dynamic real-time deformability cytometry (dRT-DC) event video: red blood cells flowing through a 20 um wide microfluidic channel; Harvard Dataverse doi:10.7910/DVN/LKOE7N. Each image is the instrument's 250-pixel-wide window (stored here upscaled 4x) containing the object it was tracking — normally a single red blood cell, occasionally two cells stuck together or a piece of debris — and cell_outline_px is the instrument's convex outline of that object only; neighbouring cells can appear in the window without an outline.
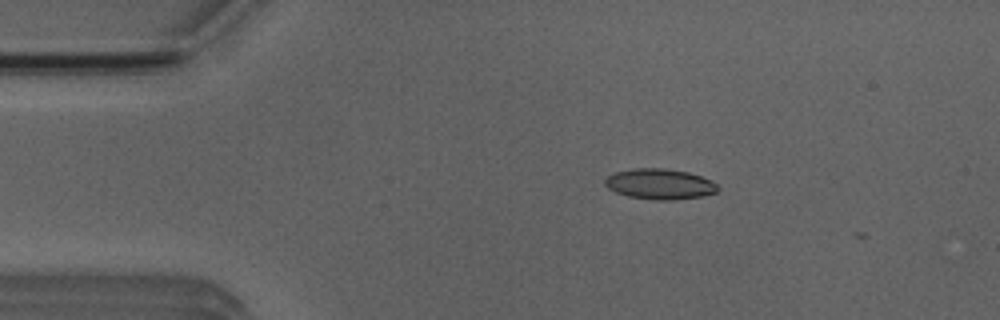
{"species": "Egyptian fruit bat (a non-hibernating species)", "species_latin": "Rousettus aegyptiacus", "temperature_condition": "room temperature", "stored_images_in_passage": 4, "camera_frame_rate_fps": 3000, "um_per_image_px": 0.085, "animal": {"sex": "male"}, "frame": {"image": 1, "passage_image": 2, "time_ms": 0.333, "image_size_px": [1000, 320], "cell_outline_px": [[720, 188], [716, 192], [700, 196], [672, 200], [656, 200], [628, 196], [616, 192], [608, 188], [604, 184], [604, 180], [608, 176], [616, 172], [632, 168], [664, 168], [688, 172], [712, 180]], "centroid_in_image_um": [56.07, 15.64], "position_along_channel_um": 28.9, "area_um2": 20.0}}